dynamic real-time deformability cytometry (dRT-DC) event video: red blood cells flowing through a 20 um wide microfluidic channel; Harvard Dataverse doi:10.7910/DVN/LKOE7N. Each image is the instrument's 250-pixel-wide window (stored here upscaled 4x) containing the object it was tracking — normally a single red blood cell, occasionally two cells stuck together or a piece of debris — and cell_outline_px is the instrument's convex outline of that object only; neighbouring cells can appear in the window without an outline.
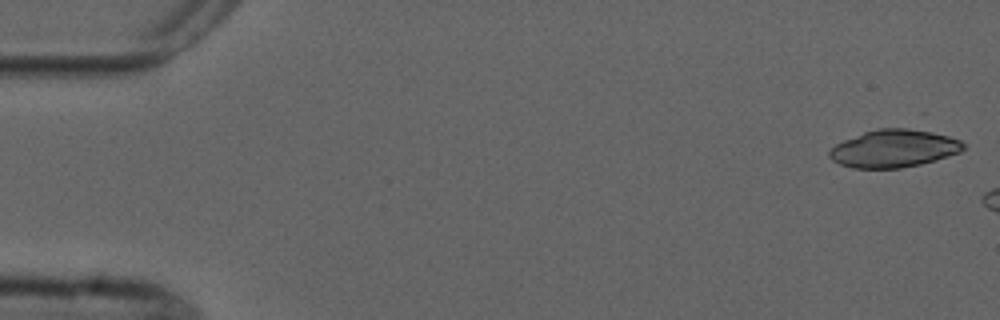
{"species": "common noctule bat (a hibernating species)", "species_latin": "Nyctalus noctula", "temperature_condition": "cold", "stored_images_in_passage": 7, "camera_frame_rate_fps": 3000, "um_per_image_px": 0.085, "animal": {"sex": "male", "forearm_length_mm": 52.5}, "frame": {"image": 1, "passage_image": 1, "time_ms": 0.0, "image_size_px": [1000, 320], "cell_outline_px": [[964, 148], [960, 152], [936, 160], [920, 164], [900, 168], [852, 168], [840, 164], [832, 160], [828, 156], [828, 152], [836, 144], [844, 140], [864, 132], [876, 128], [924, 128], [960, 140], [964, 144]], "centroid_in_image_um": [76.0, 12.6], "position_along_channel_um": 9.0, "area_um2": 29.65}}
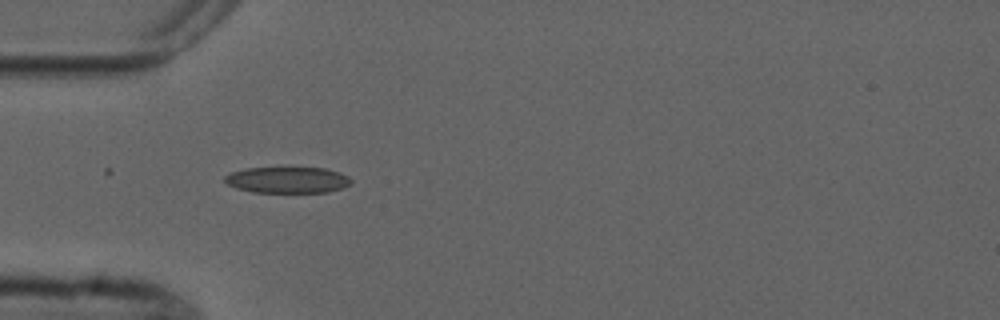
{"frame": {"image": 2, "passage_image": 6, "time_ms": 7.0, "image_size_px": [1000, 320], "cell_outline_px": [[352, 180], [344, 188], [328, 192], [252, 192], [236, 188], [228, 184], [224, 180], [224, 176], [232, 172], [244, 168], [324, 168], [340, 172], [348, 176]], "centroid_in_image_um": [24.44, 15.3], "position_along_channel_um": 60.6, "area_um2": 19.25}}
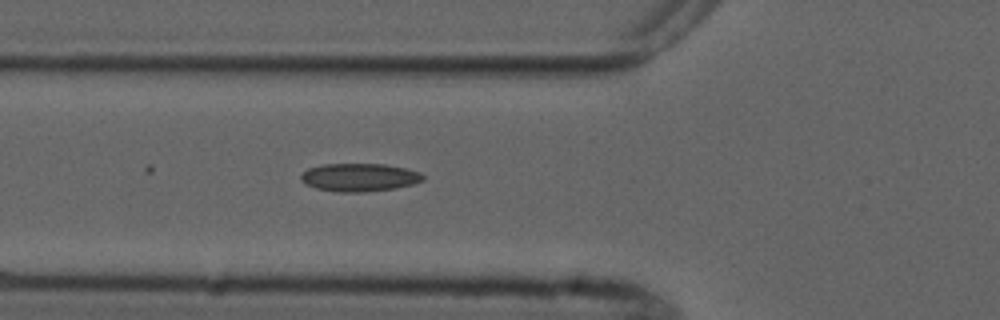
{"frame": {"image": 3, "passage_image": 7, "time_ms": 8.0, "image_size_px": [1000, 320], "cell_outline_px": [[424, 180], [412, 184], [396, 188], [364, 192], [340, 192], [316, 188], [304, 184], [300, 180], [300, 176], [308, 168], [324, 164], [384, 164], [404, 168], [420, 172], [424, 176]], "centroid_in_image_um": [30.53, 15.08], "position_along_channel_um": 95.3, "area_um2": 19.94}}